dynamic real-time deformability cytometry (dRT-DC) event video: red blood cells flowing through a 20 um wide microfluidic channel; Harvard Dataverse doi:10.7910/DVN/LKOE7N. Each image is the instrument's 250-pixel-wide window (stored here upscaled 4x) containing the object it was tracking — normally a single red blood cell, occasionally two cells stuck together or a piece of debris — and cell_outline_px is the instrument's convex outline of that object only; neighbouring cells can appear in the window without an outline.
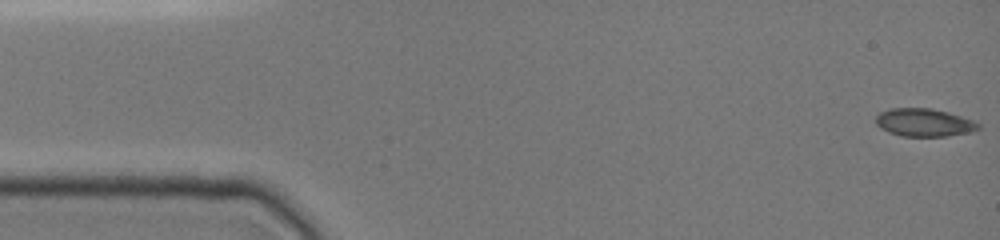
{"species": "common noctule bat (a hibernating species)", "species_latin": "Nyctalus noctula", "temperature_condition": "cold", "stored_images_in_passage": 19, "camera_frame_rate_fps": 3000, "um_per_image_px": 0.085, "animal": {"sex": "female", "body_mass_g": 19.0, "forearm_length_mm": 51.5}, "frame": {"image": 1, "passage_image": 1, "time_ms": 0.0, "image_size_px": [1000, 240], "cell_outline_px": [[980, 128], [972, 132], [948, 136], [900, 136], [888, 132], [880, 128], [876, 124], [876, 116], [880, 112], [892, 108], [932, 108], [948, 112], [976, 120], [980, 124]], "centroid_in_image_um": [78.58, 10.41], "position_along_channel_um": 6.4, "area_um2": 16.94}}
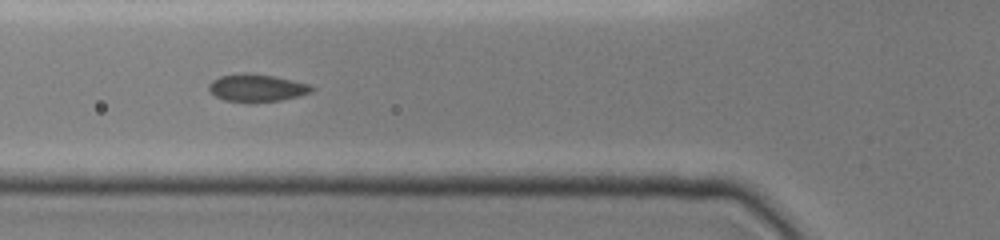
{"frame": {"image": 2, "passage_image": 14, "time_ms": 5.667, "image_size_px": [1000, 240], "cell_outline_px": [[316, 88], [312, 92], [300, 96], [280, 100], [224, 100], [208, 92], [208, 84], [212, 80], [220, 76], [240, 72], [248, 72], [276, 76], [308, 84]], "centroid_in_image_um": [21.82, 7.42], "position_along_channel_um": 104.0, "area_um2": 16.3}}
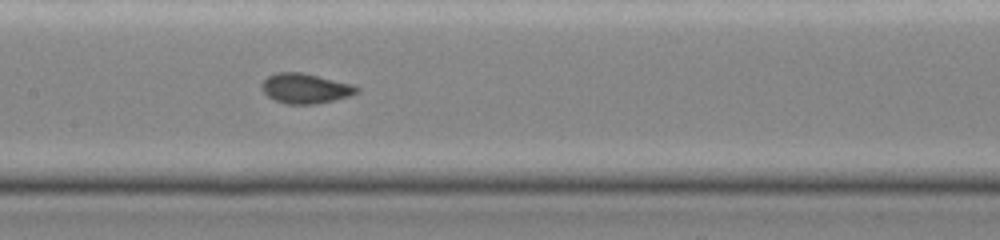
{"frame": {"image": 3, "passage_image": 19, "time_ms": 7.667, "image_size_px": [1000, 240], "cell_outline_px": [[360, 92], [348, 96], [316, 104], [288, 104], [276, 100], [268, 96], [260, 88], [260, 84], [268, 76], [276, 72], [300, 72], [352, 84], [360, 88]], "centroid_in_image_um": [25.94, 7.51], "position_along_channel_um": 181.5, "area_um2": 16.47}}